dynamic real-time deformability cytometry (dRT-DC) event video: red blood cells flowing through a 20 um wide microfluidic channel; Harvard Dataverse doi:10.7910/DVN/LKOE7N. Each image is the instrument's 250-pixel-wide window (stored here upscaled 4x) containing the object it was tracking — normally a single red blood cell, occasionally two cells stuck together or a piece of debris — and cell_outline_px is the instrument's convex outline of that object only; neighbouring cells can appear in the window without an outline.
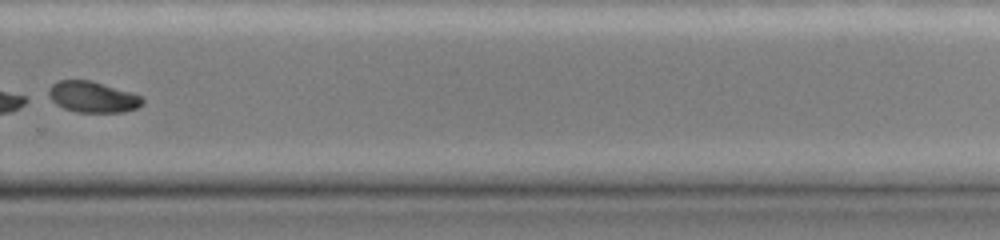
{"species": "common noctule bat (a hibernating species)", "species_latin": "Nyctalus noctula", "temperature_condition": "cold", "stored_images_in_passage": 39, "segment_of_instrument_passage": [2, 2], "camera_frame_rate_fps": 3000, "um_per_image_px": 0.085, "animal": {"sex": "female", "body_mass_g": 19.0, "forearm_length_mm": 51.5}, "frame": {"image": 1, "passage_image": 28, "time_ms": 10.667, "image_size_px": [1000, 240], "cell_outline_px": [[144, 104], [136, 108], [124, 112], [76, 112], [64, 108], [56, 104], [44, 96], [48, 88], [52, 84], [60, 80], [92, 80], [132, 92], [140, 96], [144, 100]], "centroid_in_image_um": [7.83, 8.23], "position_along_channel_um": 322.0, "area_um2": 17.34}}